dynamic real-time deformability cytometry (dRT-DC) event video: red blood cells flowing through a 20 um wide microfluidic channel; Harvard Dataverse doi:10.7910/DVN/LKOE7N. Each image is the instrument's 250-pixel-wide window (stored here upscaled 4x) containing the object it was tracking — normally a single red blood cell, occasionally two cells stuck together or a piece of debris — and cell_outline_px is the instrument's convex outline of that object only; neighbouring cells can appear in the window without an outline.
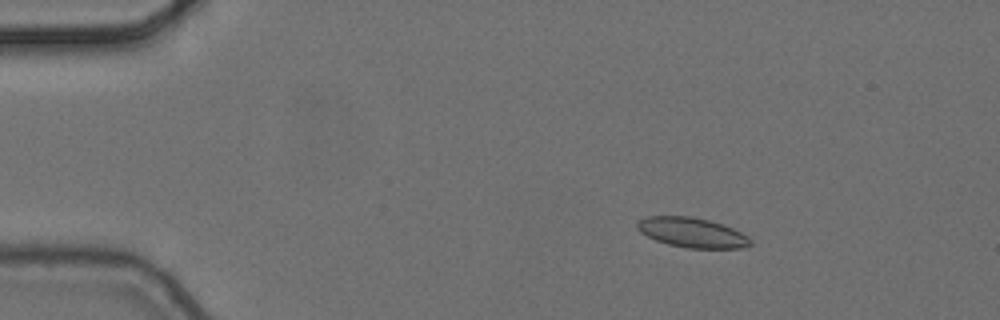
{"species": "common noctule bat (a hibernating species)", "species_latin": "Nyctalus noctula", "temperature_condition": "cold", "stored_images_in_passage": 5, "camera_frame_rate_fps": 3000, "um_per_image_px": 0.085, "animal": {"sex": "female", "body_mass_g": 24.6, "forearm_length_mm": 56.2}, "frame": {"image": 1, "passage_image": 3, "time_ms": 0.667, "image_size_px": [1000, 320], "cell_outline_px": [[752, 244], [744, 248], [688, 248], [668, 244], [656, 240], [640, 232], [636, 228], [636, 220], [648, 216], [692, 216], [708, 220], [732, 228], [748, 236], [752, 240]], "centroid_in_image_um": [58.8, 19.76], "position_along_channel_um": 26.2, "area_um2": 19.71}}